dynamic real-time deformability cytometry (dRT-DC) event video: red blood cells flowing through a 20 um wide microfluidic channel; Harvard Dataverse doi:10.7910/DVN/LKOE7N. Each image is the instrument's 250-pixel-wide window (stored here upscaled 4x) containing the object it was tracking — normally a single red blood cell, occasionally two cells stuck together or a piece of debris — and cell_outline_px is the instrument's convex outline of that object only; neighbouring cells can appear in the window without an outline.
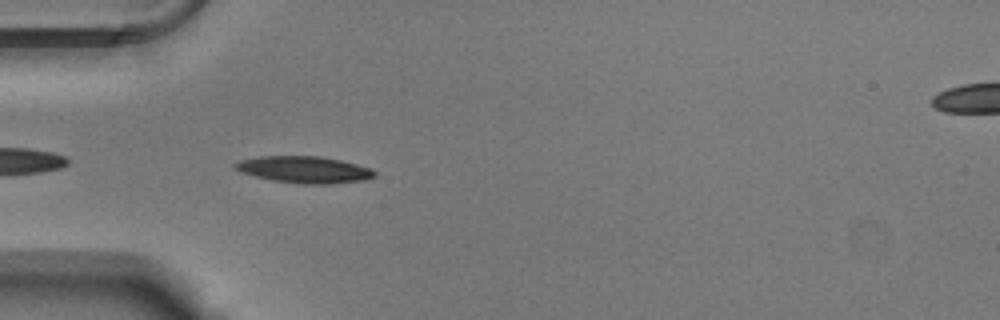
{"species": "Egyptian fruit bat (a non-hibernating species)", "species_latin": "Rousettus aegyptiacus", "temperature_condition": "warm", "stored_images_in_passage": 14, "camera_frame_rate_fps": 3000, "um_per_image_px": 0.085, "animal": {"sex": "male"}, "frame": {"image": 1, "passage_image": 3, "time_ms": 0.667, "image_size_px": [1000, 320], "cell_outline_px": [[376, 176], [364, 180], [332, 184], [300, 184], [272, 180], [240, 172], [232, 168], [232, 164], [240, 160], [260, 156], [320, 156], [340, 160], [372, 168], [376, 172]], "centroid_in_image_um": [25.85, 14.42], "position_along_channel_um": 59.1, "area_um2": 21.91}}
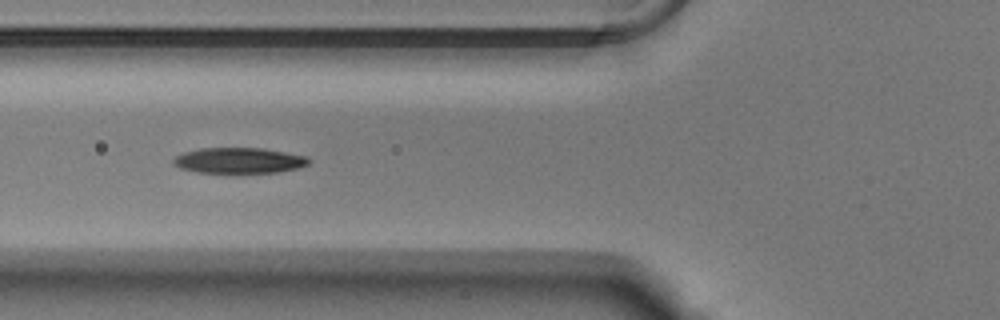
{"frame": {"image": 2, "passage_image": 7, "time_ms": 2.0, "image_size_px": [1000, 320], "cell_outline_px": [[312, 160], [308, 164], [300, 168], [276, 172], [200, 172], [180, 168], [172, 164], [172, 160], [176, 156], [184, 152], [200, 148], [264, 148], [308, 156]], "centroid_in_image_um": [20.36, 13.63], "position_along_channel_um": 105.4, "area_um2": 20.23}}
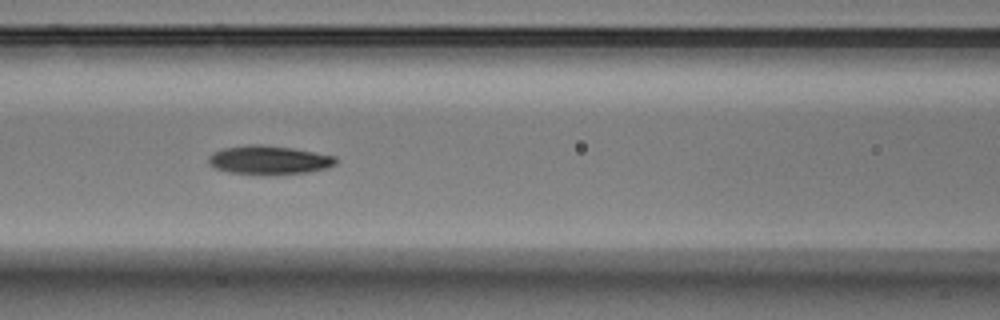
{"frame": {"image": 3, "passage_image": 10, "time_ms": 3.0, "image_size_px": [1000, 320], "cell_outline_px": [[336, 164], [328, 168], [308, 172], [260, 176], [228, 172], [216, 168], [208, 164], [208, 156], [212, 152], [224, 148], [252, 144], [260, 144], [292, 148], [336, 156]], "centroid_in_image_um": [22.84, 13.62], "position_along_channel_um": 143.8, "area_um2": 21.68}}